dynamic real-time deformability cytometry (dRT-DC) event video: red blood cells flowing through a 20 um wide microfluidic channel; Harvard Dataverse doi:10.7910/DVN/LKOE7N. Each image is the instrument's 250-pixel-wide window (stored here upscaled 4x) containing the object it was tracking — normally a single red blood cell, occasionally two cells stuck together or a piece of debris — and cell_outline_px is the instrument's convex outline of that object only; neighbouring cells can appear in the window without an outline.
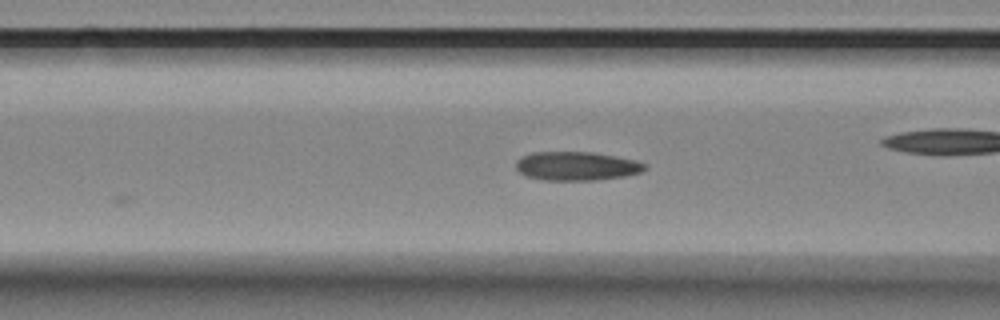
{"species": "Egyptian fruit bat (a non-hibernating species)", "species_latin": "Rousettus aegyptiacus", "temperature_condition": "room temperature", "stored_images_in_passage": 18, "camera_frame_rate_fps": 3000, "um_per_image_px": 0.085, "animal": {"sex": "female"}, "frame": {"image": 1, "passage_image": 6, "time_ms": 1.667, "image_size_px": [1000, 320], "cell_outline_px": [[648, 168], [640, 172], [624, 176], [596, 180], [544, 180], [524, 176], [516, 168], [516, 160], [520, 156], [532, 152], [596, 152], [636, 160], [648, 164]], "centroid_in_image_um": [49.01, 14.11], "position_along_channel_um": 117.6, "area_um2": 21.91}}
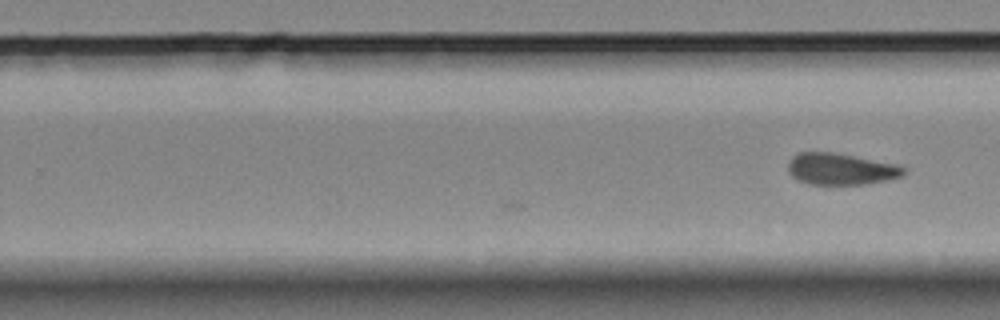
{"frame": {"image": 2, "passage_image": 18, "time_ms": 5.667, "image_size_px": [1000, 320], "cell_outline_px": [[904, 172], [900, 176], [888, 180], [864, 184], [808, 184], [796, 180], [788, 172], [788, 164], [792, 156], [800, 152], [832, 152], [896, 164], [904, 168]], "centroid_in_image_um": [71.41, 14.37], "position_along_channel_um": 258.4, "area_um2": 21.1}}